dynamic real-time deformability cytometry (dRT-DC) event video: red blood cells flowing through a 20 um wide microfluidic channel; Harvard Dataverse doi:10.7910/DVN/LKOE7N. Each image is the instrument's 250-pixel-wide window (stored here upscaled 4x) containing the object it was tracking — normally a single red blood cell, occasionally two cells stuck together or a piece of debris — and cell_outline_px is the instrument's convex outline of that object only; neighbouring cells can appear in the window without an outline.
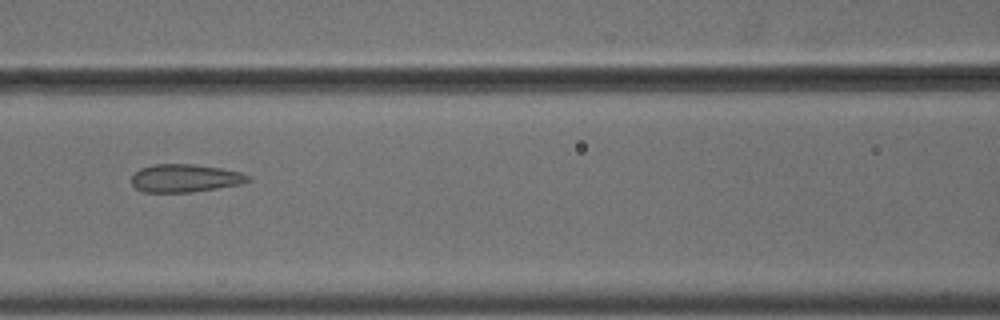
{"species": "common noctule bat (a hibernating species)", "species_latin": "Nyctalus noctula", "temperature_condition": "cold", "stored_images_in_passage": 10, "camera_frame_rate_fps": 3000, "um_per_image_px": 0.085, "animal": {"sex": "male", "body_mass_g": 18.8}, "frame": {"image": 1, "passage_image": 7, "time_ms": 2.0, "image_size_px": [1000, 320], "cell_outline_px": [[252, 180], [240, 184], [192, 192], [144, 192], [136, 188], [132, 184], [132, 176], [140, 168], [152, 164], [192, 164], [220, 168], [240, 172], [252, 176]], "centroid_in_image_um": [15.74, 15.14], "position_along_channel_um": 150.9, "area_um2": 18.96}}
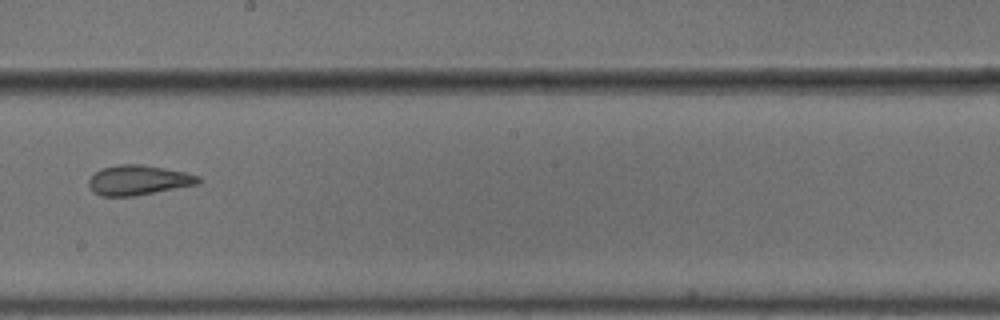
{"frame": {"image": 2, "passage_image": 9, "time_ms": 2.667, "image_size_px": [1000, 320], "cell_outline_px": [[204, 180], [196, 184], [132, 196], [100, 196], [92, 192], [88, 184], [88, 180], [100, 168], [116, 164], [140, 164], [164, 168], [184, 172], [200, 176]], "centroid_in_image_um": [11.72, 15.3], "position_along_channel_um": 236.5, "area_um2": 19.02}}
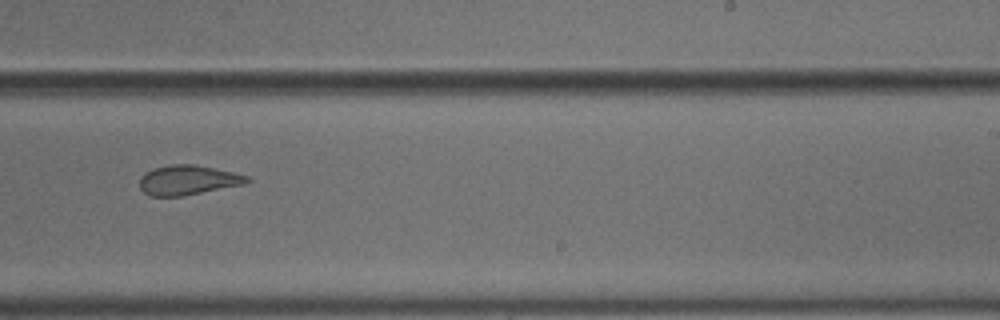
{"frame": {"image": 3, "passage_image": 10, "time_ms": 3.0, "image_size_px": [1000, 320], "cell_outline_px": [[252, 180], [244, 184], [184, 196], [152, 196], [144, 192], [140, 188], [140, 176], [144, 172], [152, 168], [168, 164], [196, 164], [232, 172], [248, 176]], "centroid_in_image_um": [15.95, 15.29], "position_along_channel_um": 273.1, "area_um2": 18.73}}